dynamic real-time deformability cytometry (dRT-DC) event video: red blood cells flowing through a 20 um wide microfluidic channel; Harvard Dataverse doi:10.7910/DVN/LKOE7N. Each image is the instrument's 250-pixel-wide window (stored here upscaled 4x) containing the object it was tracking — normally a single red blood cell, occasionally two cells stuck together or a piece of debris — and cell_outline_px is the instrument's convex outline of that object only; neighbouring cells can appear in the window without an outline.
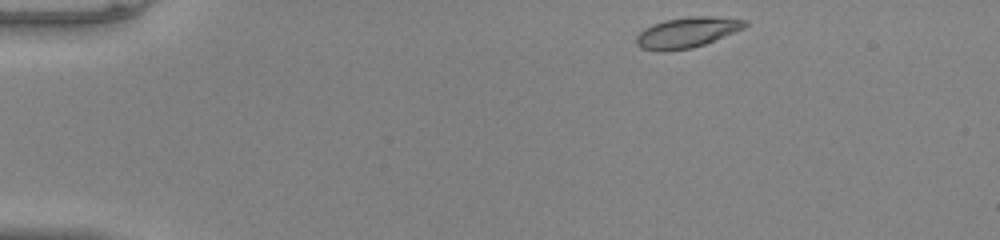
{"species": "common noctule bat (a hibernating species)", "species_latin": "Nyctalus noctula", "temperature_condition": "warm", "stored_images_in_passage": 44, "camera_frame_rate_fps": 3000, "um_per_image_px": 0.085, "animal": {"sex": "male", "body_mass_g": 20.0, "forearm_length_mm": 53.3}, "frame": {"image": 1, "passage_image": 1, "time_ms": 0.0, "image_size_px": [1000, 240], "cell_outline_px": [[748, 24], [744, 28], [704, 44], [692, 48], [664, 52], [660, 52], [640, 48], [636, 44], [636, 36], [644, 28], [652, 24], [664, 20], [692, 16], [708, 16], [748, 20]], "centroid_in_image_um": [58.35, 2.77], "position_along_channel_um": 26.6, "area_um2": 19.36}}
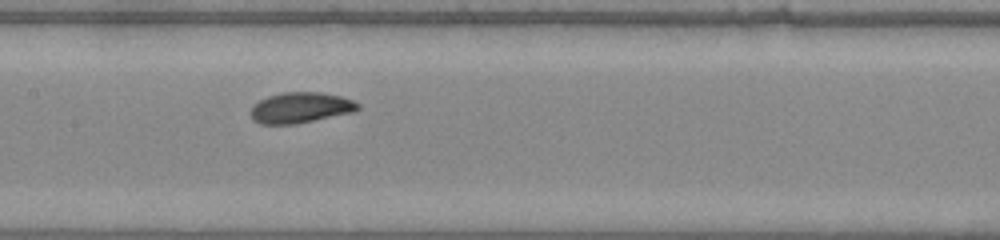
{"frame": {"image": 2, "passage_image": 19, "time_ms": 6.0, "image_size_px": [1000, 240], "cell_outline_px": [[360, 108], [356, 112], [296, 124], [260, 124], [252, 120], [252, 104], [268, 96], [284, 92], [324, 92], [340, 96], [352, 100], [360, 104]], "centroid_in_image_um": [25.58, 9.15], "position_along_channel_um": 181.8, "area_um2": 19.36}}
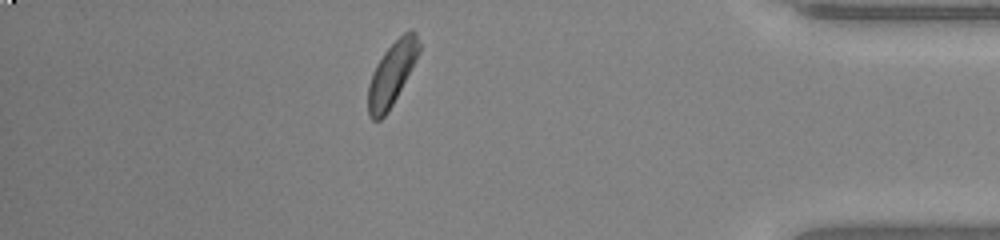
{"frame": {"image": 3, "passage_image": 38, "time_ms": 12.333, "image_size_px": [1000, 240], "cell_outline_px": [[420, 52], [416, 60], [388, 112], [380, 120], [372, 120], [368, 116], [368, 84], [372, 72], [376, 64], [384, 52], [404, 32], [412, 28], [416, 32], [420, 44]], "centroid_in_image_um": [33.3, 6.26], "position_along_channel_um": 401.9, "area_um2": 18.73}, "authors_computed_cell_mechanics": {"area_um2": 18.9295, "velocity_mm_per_s": 4.0183, "shape_relaxation_time_tau1_ms": 1.8612, "shape_relaxation_time_tau2_ms": 3.9287, "deformation_change_tau1": 0.0785, "deformation_change_tau2": 0.0648}}